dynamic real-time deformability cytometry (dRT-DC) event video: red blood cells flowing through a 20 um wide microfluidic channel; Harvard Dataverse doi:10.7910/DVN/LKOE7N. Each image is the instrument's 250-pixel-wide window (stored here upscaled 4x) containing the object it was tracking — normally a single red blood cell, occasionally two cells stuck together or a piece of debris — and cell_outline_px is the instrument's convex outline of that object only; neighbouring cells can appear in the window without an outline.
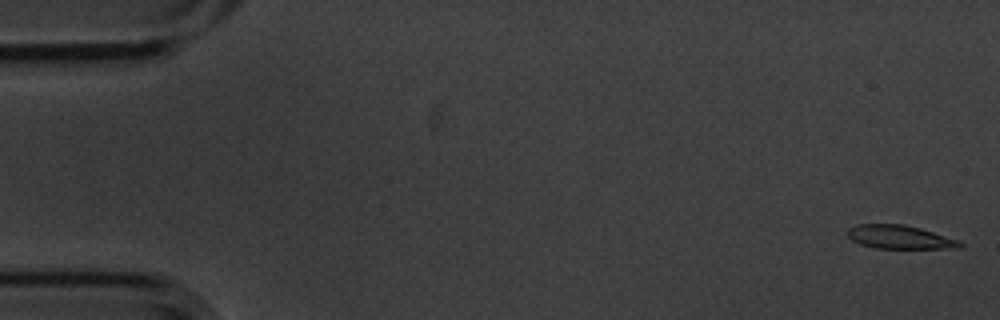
{"species": "common noctule bat (a hibernating species)", "species_latin": "Nyctalus noctula", "temperature_condition": "cold", "stored_images_in_passage": 6, "camera_frame_rate_fps": 3000, "um_per_image_px": 0.085, "animal": {"sex": "male", "body_mass_g": 20.1, "forearm_length_mm": 53.5}, "frame": {"image": 1, "passage_image": 1, "time_ms": 0.0, "image_size_px": [1000, 320], "cell_outline_px": [[964, 244], [960, 248], [876, 248], [860, 244], [852, 240], [848, 236], [848, 228], [856, 224], [904, 224], [920, 228], [960, 240]], "centroid_in_image_um": [76.49, 20.15], "position_along_channel_um": 8.5, "area_um2": 15.43}}
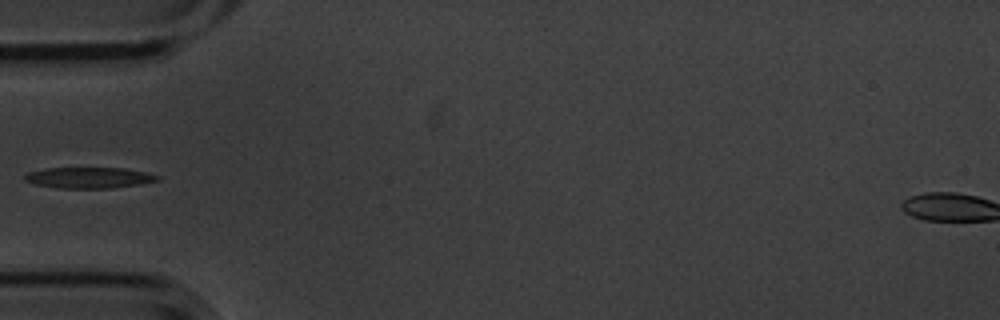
{"frame": {"image": 2, "passage_image": 5, "time_ms": 1.333, "image_size_px": [1000, 320], "cell_outline_px": [[160, 180], [140, 184], [108, 188], [56, 188], [36, 184], [24, 180], [24, 176], [28, 172], [48, 168], [124, 168], [144, 172], [160, 176]], "centroid_in_image_um": [7.56, 15.1], "position_along_channel_um": 77.4, "area_um2": 16.07}}
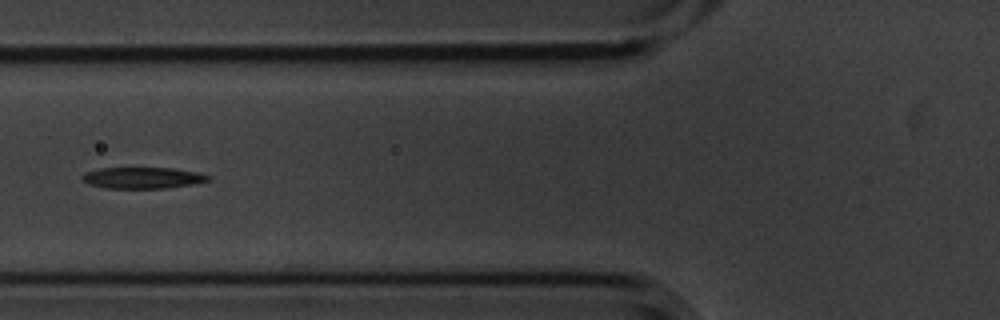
{"frame": {"image": 3, "passage_image": 6, "time_ms": 1.667, "image_size_px": [1000, 320], "cell_outline_px": [[212, 180], [192, 184], [164, 188], [104, 188], [88, 184], [80, 176], [84, 172], [96, 168], [172, 168], [196, 172], [208, 176]], "centroid_in_image_um": [12.06, 15.11], "position_along_channel_um": 113.7, "area_um2": 15.61}}